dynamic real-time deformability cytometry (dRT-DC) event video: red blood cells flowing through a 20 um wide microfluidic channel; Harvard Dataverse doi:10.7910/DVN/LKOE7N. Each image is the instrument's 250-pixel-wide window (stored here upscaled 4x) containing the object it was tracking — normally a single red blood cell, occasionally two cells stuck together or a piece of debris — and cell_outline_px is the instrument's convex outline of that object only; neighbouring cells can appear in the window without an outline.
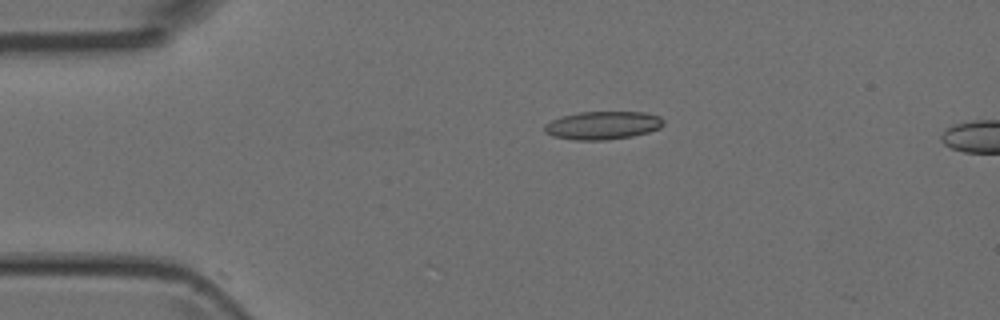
{"species": "Egyptian fruit bat (a non-hibernating species)", "species_latin": "Rousettus aegyptiacus", "temperature_condition": "room temperature", "stored_images_in_passage": 2, "camera_frame_rate_fps": 3000, "um_per_image_px": 0.085, "animal": {"sex": "female"}, "frame": {"image": 1, "passage_image": 2, "time_ms": 1.333, "image_size_px": [1000, 320], "cell_outline_px": [[664, 124], [660, 128], [648, 132], [632, 136], [604, 140], [572, 140], [552, 136], [544, 132], [544, 124], [552, 120], [564, 116], [580, 112], [644, 112], [660, 116], [664, 120]], "centroid_in_image_um": [51.23, 10.66], "position_along_channel_um": 33.8, "area_um2": 19.54}}